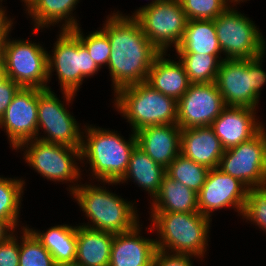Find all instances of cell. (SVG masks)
<instances>
[{"label":"cell","instance_id":"52a82bcc","mask_svg":"<svg viewBox=\"0 0 266 266\" xmlns=\"http://www.w3.org/2000/svg\"><path fill=\"white\" fill-rule=\"evenodd\" d=\"M19 149L24 152L25 163L42 177L53 182L73 183L69 184V193H72L78 187V182L83 179L78 166L81 162L79 148L57 145L36 138L23 142L16 150Z\"/></svg>","mask_w":266,"mask_h":266},{"label":"cell","instance_id":"484cf974","mask_svg":"<svg viewBox=\"0 0 266 266\" xmlns=\"http://www.w3.org/2000/svg\"><path fill=\"white\" fill-rule=\"evenodd\" d=\"M176 53H198L221 56L214 20H188ZM220 55V57H219Z\"/></svg>","mask_w":266,"mask_h":266},{"label":"cell","instance_id":"d4e9b609","mask_svg":"<svg viewBox=\"0 0 266 266\" xmlns=\"http://www.w3.org/2000/svg\"><path fill=\"white\" fill-rule=\"evenodd\" d=\"M166 168L155 163L139 146H136L131 154L126 173L117 182L125 183L134 180L139 187L150 194V199L158 194Z\"/></svg>","mask_w":266,"mask_h":266},{"label":"cell","instance_id":"6da1fadb","mask_svg":"<svg viewBox=\"0 0 266 266\" xmlns=\"http://www.w3.org/2000/svg\"><path fill=\"white\" fill-rule=\"evenodd\" d=\"M101 28L108 36L111 53L108 61L114 94L121 88L144 83L160 53L145 36L139 22L119 11L107 16Z\"/></svg>","mask_w":266,"mask_h":266},{"label":"cell","instance_id":"f35d334b","mask_svg":"<svg viewBox=\"0 0 266 266\" xmlns=\"http://www.w3.org/2000/svg\"><path fill=\"white\" fill-rule=\"evenodd\" d=\"M15 232V228L7 220L0 219V243L6 241Z\"/></svg>","mask_w":266,"mask_h":266},{"label":"cell","instance_id":"9c48e42d","mask_svg":"<svg viewBox=\"0 0 266 266\" xmlns=\"http://www.w3.org/2000/svg\"><path fill=\"white\" fill-rule=\"evenodd\" d=\"M61 92L66 101L65 105V101H61L51 88L38 89V129L36 138L57 145L81 149L83 131H81V126L66 106V104L70 105L69 103H72L77 94L63 90ZM41 129L44 132V136L41 135L42 137L39 136Z\"/></svg>","mask_w":266,"mask_h":266},{"label":"cell","instance_id":"8992f818","mask_svg":"<svg viewBox=\"0 0 266 266\" xmlns=\"http://www.w3.org/2000/svg\"><path fill=\"white\" fill-rule=\"evenodd\" d=\"M265 55L253 59H224L221 62L216 84L225 106L258 109L261 88L266 83V72L262 69Z\"/></svg>","mask_w":266,"mask_h":266},{"label":"cell","instance_id":"f6af8a7d","mask_svg":"<svg viewBox=\"0 0 266 266\" xmlns=\"http://www.w3.org/2000/svg\"><path fill=\"white\" fill-rule=\"evenodd\" d=\"M157 1H160V0H152V1L150 2V4H147V5H145V6L153 5V4L156 3Z\"/></svg>","mask_w":266,"mask_h":266},{"label":"cell","instance_id":"d6986e66","mask_svg":"<svg viewBox=\"0 0 266 266\" xmlns=\"http://www.w3.org/2000/svg\"><path fill=\"white\" fill-rule=\"evenodd\" d=\"M140 225L128 232L114 234L109 266H153L156 241L140 236Z\"/></svg>","mask_w":266,"mask_h":266},{"label":"cell","instance_id":"f546056e","mask_svg":"<svg viewBox=\"0 0 266 266\" xmlns=\"http://www.w3.org/2000/svg\"><path fill=\"white\" fill-rule=\"evenodd\" d=\"M209 170L180 153L166 168V175L198 193L206 181Z\"/></svg>","mask_w":266,"mask_h":266},{"label":"cell","instance_id":"836d02e7","mask_svg":"<svg viewBox=\"0 0 266 266\" xmlns=\"http://www.w3.org/2000/svg\"><path fill=\"white\" fill-rule=\"evenodd\" d=\"M188 20H215L229 6L223 0H180Z\"/></svg>","mask_w":266,"mask_h":266},{"label":"cell","instance_id":"7a4b0ae2","mask_svg":"<svg viewBox=\"0 0 266 266\" xmlns=\"http://www.w3.org/2000/svg\"><path fill=\"white\" fill-rule=\"evenodd\" d=\"M82 130L81 164L86 160L93 180L118 182L126 173L132 151L137 146L135 133L132 132L126 141L118 131L92 124L84 125Z\"/></svg>","mask_w":266,"mask_h":266},{"label":"cell","instance_id":"9a60e30c","mask_svg":"<svg viewBox=\"0 0 266 266\" xmlns=\"http://www.w3.org/2000/svg\"><path fill=\"white\" fill-rule=\"evenodd\" d=\"M10 147L16 150L23 142L36 139L38 129V88L21 87L0 119Z\"/></svg>","mask_w":266,"mask_h":266},{"label":"cell","instance_id":"8d00e7d4","mask_svg":"<svg viewBox=\"0 0 266 266\" xmlns=\"http://www.w3.org/2000/svg\"><path fill=\"white\" fill-rule=\"evenodd\" d=\"M21 87L11 78L5 77L0 81V119L3 117L6 108L12 102L14 95Z\"/></svg>","mask_w":266,"mask_h":266},{"label":"cell","instance_id":"83f0119b","mask_svg":"<svg viewBox=\"0 0 266 266\" xmlns=\"http://www.w3.org/2000/svg\"><path fill=\"white\" fill-rule=\"evenodd\" d=\"M188 75L190 83L216 82L221 60L216 55L198 53H177Z\"/></svg>","mask_w":266,"mask_h":266},{"label":"cell","instance_id":"ffe728a7","mask_svg":"<svg viewBox=\"0 0 266 266\" xmlns=\"http://www.w3.org/2000/svg\"><path fill=\"white\" fill-rule=\"evenodd\" d=\"M224 151L211 126L182 129L180 153L194 162L217 168Z\"/></svg>","mask_w":266,"mask_h":266},{"label":"cell","instance_id":"ab89813d","mask_svg":"<svg viewBox=\"0 0 266 266\" xmlns=\"http://www.w3.org/2000/svg\"><path fill=\"white\" fill-rule=\"evenodd\" d=\"M5 65H4V59L0 58V81L5 78Z\"/></svg>","mask_w":266,"mask_h":266},{"label":"cell","instance_id":"5b68a950","mask_svg":"<svg viewBox=\"0 0 266 266\" xmlns=\"http://www.w3.org/2000/svg\"><path fill=\"white\" fill-rule=\"evenodd\" d=\"M113 103L133 133L149 126L177 124V101L146 82L119 89Z\"/></svg>","mask_w":266,"mask_h":266},{"label":"cell","instance_id":"74e56055","mask_svg":"<svg viewBox=\"0 0 266 266\" xmlns=\"http://www.w3.org/2000/svg\"><path fill=\"white\" fill-rule=\"evenodd\" d=\"M2 1L0 0V40H7L8 34L11 32L13 25V19L7 16L6 9L2 7Z\"/></svg>","mask_w":266,"mask_h":266},{"label":"cell","instance_id":"2e32d148","mask_svg":"<svg viewBox=\"0 0 266 266\" xmlns=\"http://www.w3.org/2000/svg\"><path fill=\"white\" fill-rule=\"evenodd\" d=\"M247 190L241 181L222 172L218 167L210 169L204 185L197 193L199 213L210 218L215 210L233 208L240 216Z\"/></svg>","mask_w":266,"mask_h":266},{"label":"cell","instance_id":"d590c367","mask_svg":"<svg viewBox=\"0 0 266 266\" xmlns=\"http://www.w3.org/2000/svg\"><path fill=\"white\" fill-rule=\"evenodd\" d=\"M198 258L188 254H174L157 249L153 266H193L192 258Z\"/></svg>","mask_w":266,"mask_h":266},{"label":"cell","instance_id":"ac0fdd59","mask_svg":"<svg viewBox=\"0 0 266 266\" xmlns=\"http://www.w3.org/2000/svg\"><path fill=\"white\" fill-rule=\"evenodd\" d=\"M181 132L177 124L145 127L135 133L137 146L155 163L167 168L180 154Z\"/></svg>","mask_w":266,"mask_h":266},{"label":"cell","instance_id":"e575fe53","mask_svg":"<svg viewBox=\"0 0 266 266\" xmlns=\"http://www.w3.org/2000/svg\"><path fill=\"white\" fill-rule=\"evenodd\" d=\"M16 235L0 243V266H19L20 243Z\"/></svg>","mask_w":266,"mask_h":266},{"label":"cell","instance_id":"cb8c5ba5","mask_svg":"<svg viewBox=\"0 0 266 266\" xmlns=\"http://www.w3.org/2000/svg\"><path fill=\"white\" fill-rule=\"evenodd\" d=\"M150 213L199 212L197 193L165 175L160 190L153 198Z\"/></svg>","mask_w":266,"mask_h":266},{"label":"cell","instance_id":"4fadbf2b","mask_svg":"<svg viewBox=\"0 0 266 266\" xmlns=\"http://www.w3.org/2000/svg\"><path fill=\"white\" fill-rule=\"evenodd\" d=\"M218 168L248 189L266 186V128L250 140L226 149Z\"/></svg>","mask_w":266,"mask_h":266},{"label":"cell","instance_id":"30bf717a","mask_svg":"<svg viewBox=\"0 0 266 266\" xmlns=\"http://www.w3.org/2000/svg\"><path fill=\"white\" fill-rule=\"evenodd\" d=\"M224 59H253L266 53V39L255 22L229 6L214 20Z\"/></svg>","mask_w":266,"mask_h":266},{"label":"cell","instance_id":"1f68e13d","mask_svg":"<svg viewBox=\"0 0 266 266\" xmlns=\"http://www.w3.org/2000/svg\"><path fill=\"white\" fill-rule=\"evenodd\" d=\"M80 25L71 31L79 38L80 42L88 50L92 60L101 69L102 66L108 65L111 46L107 34L100 29L99 31L90 32L84 36ZM105 64V65H104Z\"/></svg>","mask_w":266,"mask_h":266},{"label":"cell","instance_id":"4316f807","mask_svg":"<svg viewBox=\"0 0 266 266\" xmlns=\"http://www.w3.org/2000/svg\"><path fill=\"white\" fill-rule=\"evenodd\" d=\"M51 253L56 265L75 261L77 250V226L55 225L45 232L27 227Z\"/></svg>","mask_w":266,"mask_h":266},{"label":"cell","instance_id":"60d3db41","mask_svg":"<svg viewBox=\"0 0 266 266\" xmlns=\"http://www.w3.org/2000/svg\"><path fill=\"white\" fill-rule=\"evenodd\" d=\"M56 266H84V265L75 260L72 262L61 263V264H58Z\"/></svg>","mask_w":266,"mask_h":266},{"label":"cell","instance_id":"4dcf8cb0","mask_svg":"<svg viewBox=\"0 0 266 266\" xmlns=\"http://www.w3.org/2000/svg\"><path fill=\"white\" fill-rule=\"evenodd\" d=\"M19 266H56L51 253L36 236L21 225Z\"/></svg>","mask_w":266,"mask_h":266},{"label":"cell","instance_id":"5bb4252c","mask_svg":"<svg viewBox=\"0 0 266 266\" xmlns=\"http://www.w3.org/2000/svg\"><path fill=\"white\" fill-rule=\"evenodd\" d=\"M177 104V125L181 129L211 126L226 107L216 82L191 83Z\"/></svg>","mask_w":266,"mask_h":266},{"label":"cell","instance_id":"7c38bea8","mask_svg":"<svg viewBox=\"0 0 266 266\" xmlns=\"http://www.w3.org/2000/svg\"><path fill=\"white\" fill-rule=\"evenodd\" d=\"M48 51L40 43L21 39L3 43L5 75L20 87L46 89L48 86Z\"/></svg>","mask_w":266,"mask_h":266},{"label":"cell","instance_id":"f1b7e54d","mask_svg":"<svg viewBox=\"0 0 266 266\" xmlns=\"http://www.w3.org/2000/svg\"><path fill=\"white\" fill-rule=\"evenodd\" d=\"M25 180L0 176V219L7 220L16 230Z\"/></svg>","mask_w":266,"mask_h":266},{"label":"cell","instance_id":"7402d4cb","mask_svg":"<svg viewBox=\"0 0 266 266\" xmlns=\"http://www.w3.org/2000/svg\"><path fill=\"white\" fill-rule=\"evenodd\" d=\"M80 0H35L25 13L30 16L34 24L33 33L40 29L49 28L58 23L61 30H72L79 26L78 20L72 13ZM64 20V21H63Z\"/></svg>","mask_w":266,"mask_h":266},{"label":"cell","instance_id":"603a6c76","mask_svg":"<svg viewBox=\"0 0 266 266\" xmlns=\"http://www.w3.org/2000/svg\"><path fill=\"white\" fill-rule=\"evenodd\" d=\"M114 234L77 225L75 260L84 266H109Z\"/></svg>","mask_w":266,"mask_h":266},{"label":"cell","instance_id":"3957f363","mask_svg":"<svg viewBox=\"0 0 266 266\" xmlns=\"http://www.w3.org/2000/svg\"><path fill=\"white\" fill-rule=\"evenodd\" d=\"M101 183L103 186L79 183L78 187L70 193L80 206V210L89 219L90 223H82L81 225L103 232L119 234L128 232L140 224L135 204L121 198L109 189L107 190V187L104 186L106 184L117 185L118 183L104 181Z\"/></svg>","mask_w":266,"mask_h":266},{"label":"cell","instance_id":"b9f144b4","mask_svg":"<svg viewBox=\"0 0 266 266\" xmlns=\"http://www.w3.org/2000/svg\"><path fill=\"white\" fill-rule=\"evenodd\" d=\"M245 1H247V0H228V6H236L237 7V4L239 3H241V2H245ZM233 3V4H232Z\"/></svg>","mask_w":266,"mask_h":266},{"label":"cell","instance_id":"ba28073f","mask_svg":"<svg viewBox=\"0 0 266 266\" xmlns=\"http://www.w3.org/2000/svg\"><path fill=\"white\" fill-rule=\"evenodd\" d=\"M59 31L60 34L52 47V54H47L48 83L55 71L61 90L76 94L83 80L96 75L100 68L71 30Z\"/></svg>","mask_w":266,"mask_h":266},{"label":"cell","instance_id":"8fae6325","mask_svg":"<svg viewBox=\"0 0 266 266\" xmlns=\"http://www.w3.org/2000/svg\"><path fill=\"white\" fill-rule=\"evenodd\" d=\"M132 14L159 52H166L171 46L177 48L188 22L180 0H160L153 5L139 7Z\"/></svg>","mask_w":266,"mask_h":266},{"label":"cell","instance_id":"d6a6232c","mask_svg":"<svg viewBox=\"0 0 266 266\" xmlns=\"http://www.w3.org/2000/svg\"><path fill=\"white\" fill-rule=\"evenodd\" d=\"M242 219L258 226L266 233V186L247 190V198L242 212Z\"/></svg>","mask_w":266,"mask_h":266},{"label":"cell","instance_id":"7bdbcfd3","mask_svg":"<svg viewBox=\"0 0 266 266\" xmlns=\"http://www.w3.org/2000/svg\"><path fill=\"white\" fill-rule=\"evenodd\" d=\"M35 0H22L25 4V9H27Z\"/></svg>","mask_w":266,"mask_h":266},{"label":"cell","instance_id":"44dd1931","mask_svg":"<svg viewBox=\"0 0 266 266\" xmlns=\"http://www.w3.org/2000/svg\"><path fill=\"white\" fill-rule=\"evenodd\" d=\"M167 52H160L153 61L146 83L162 94L178 101L191 84L182 62L165 58Z\"/></svg>","mask_w":266,"mask_h":266},{"label":"cell","instance_id":"ee69618b","mask_svg":"<svg viewBox=\"0 0 266 266\" xmlns=\"http://www.w3.org/2000/svg\"><path fill=\"white\" fill-rule=\"evenodd\" d=\"M6 40H0V58H3L2 56V48H3V43L5 42Z\"/></svg>","mask_w":266,"mask_h":266},{"label":"cell","instance_id":"e0dca14e","mask_svg":"<svg viewBox=\"0 0 266 266\" xmlns=\"http://www.w3.org/2000/svg\"><path fill=\"white\" fill-rule=\"evenodd\" d=\"M256 111L249 107L226 106L213 121L211 127L225 150L250 140L264 127Z\"/></svg>","mask_w":266,"mask_h":266},{"label":"cell","instance_id":"277c9868","mask_svg":"<svg viewBox=\"0 0 266 266\" xmlns=\"http://www.w3.org/2000/svg\"><path fill=\"white\" fill-rule=\"evenodd\" d=\"M150 231L157 230V249L174 254H188L201 261L206 255L212 218L199 212L149 213Z\"/></svg>","mask_w":266,"mask_h":266}]
</instances>
